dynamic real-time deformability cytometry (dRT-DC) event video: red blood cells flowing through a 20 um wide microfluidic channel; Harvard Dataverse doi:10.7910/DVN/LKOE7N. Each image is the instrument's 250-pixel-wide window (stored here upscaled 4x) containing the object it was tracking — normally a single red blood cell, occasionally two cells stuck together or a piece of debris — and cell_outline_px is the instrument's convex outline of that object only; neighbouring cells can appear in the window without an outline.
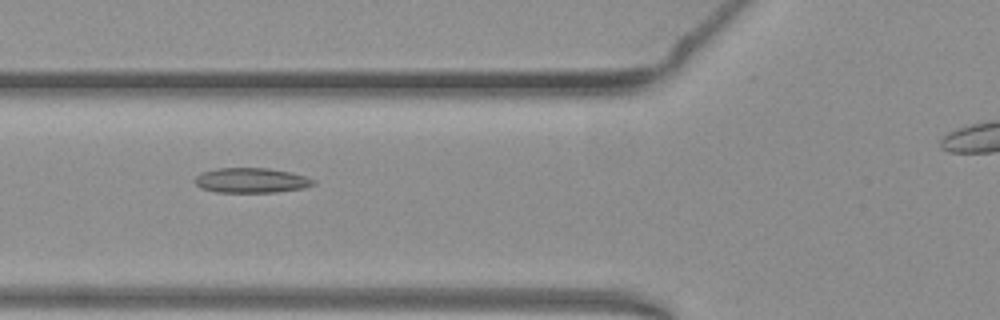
{"species": "common noctule bat (a hibernating species)", "species_latin": "Nyctalus noctula", "temperature_condition": "warm", "stored_images_in_passage": 24, "camera_frame_rate_fps": 3000, "um_per_image_px": 0.085, "animal": {"sex": "female", "body_mass_g": 19.3, "forearm_length_mm": 54.1}, "frame": {"image": 1, "passage_image": 4, "time_ms": 1.0, "image_size_px": [1000, 320], "cell_outline_px": [[316, 184], [304, 188], [276, 192], [216, 192], [200, 188], [196, 184], [196, 176], [200, 172], [216, 168], [268, 168], [292, 172], [316, 180]], "centroid_in_image_um": [21.37, 15.33], "position_along_channel_um": 104.4, "area_um2": 17.34}}
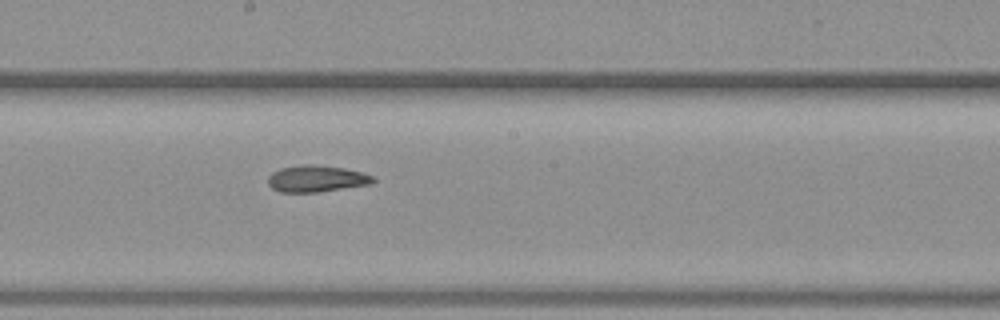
{"frame": {"image": 2, "passage_image": 13, "time_ms": 4.0, "image_size_px": [1000, 320], "cell_outline_px": [[376, 180], [372, 184], [316, 192], [280, 192], [272, 188], [268, 184], [268, 176], [272, 172], [280, 168], [304, 164], [312, 164], [344, 168], [364, 172], [372, 176]], "centroid_in_image_um": [26.9, 15.18], "position_along_channel_um": 221.3, "area_um2": 16.36}}
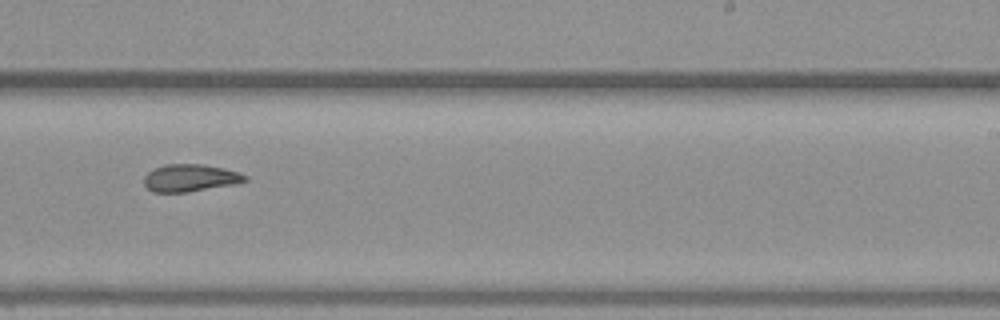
{"frame": {"image": 3, "passage_image": 17, "time_ms": 5.333, "image_size_px": [1000, 320], "cell_outline_px": [[248, 180], [236, 184], [188, 192], [152, 192], [144, 184], [144, 176], [148, 172], [164, 164], [204, 164], [224, 168], [240, 172], [248, 176]], "centroid_in_image_um": [16.2, 15.12], "position_along_channel_um": 272.8, "area_um2": 16.24}, "authors_computed_cell_mechanics": {"area_um2": 16.2129, "velocity_mm_per_s": 3.8725, "shape_relaxation_time_tau1_ms": null, "shape_relaxation_time_tau2_ms": 2.9474, "deformation_change_tau1": null, "deformation_change_tau2": 0.078}}